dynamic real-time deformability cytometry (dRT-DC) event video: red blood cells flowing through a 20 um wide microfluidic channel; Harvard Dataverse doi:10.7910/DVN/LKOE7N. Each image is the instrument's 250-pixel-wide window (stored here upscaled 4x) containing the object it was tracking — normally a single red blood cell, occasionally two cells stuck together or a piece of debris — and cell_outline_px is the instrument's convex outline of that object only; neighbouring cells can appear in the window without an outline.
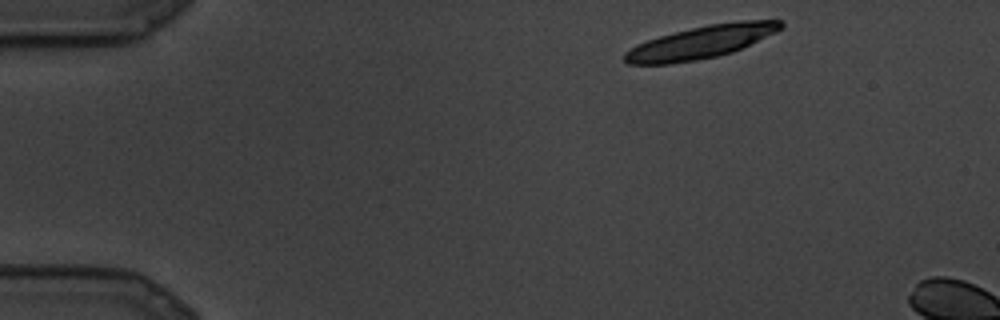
{"species": "common noctule bat (a hibernating species)", "species_latin": "Nyctalus noctula", "temperature_condition": "cold", "stored_images_in_passage": 4, "camera_frame_rate_fps": 3000, "um_per_image_px": 0.085, "animal": {"sex": "male", "body_mass_g": 19.5, "forearm_length_mm": 54.6}, "frame": {"image": 1, "passage_image": 1, "time_ms": 0.0, "image_size_px": [1000, 320], "cell_outline_px": [[784, 24], [776, 32], [732, 52], [716, 56], [696, 60], [668, 64], [628, 64], [624, 60], [624, 52], [648, 40], [660, 36], [708, 24], [740, 20], [780, 20]], "centroid_in_image_um": [59.6, 3.58], "position_along_channel_um": 25.4, "area_um2": 29.25}}